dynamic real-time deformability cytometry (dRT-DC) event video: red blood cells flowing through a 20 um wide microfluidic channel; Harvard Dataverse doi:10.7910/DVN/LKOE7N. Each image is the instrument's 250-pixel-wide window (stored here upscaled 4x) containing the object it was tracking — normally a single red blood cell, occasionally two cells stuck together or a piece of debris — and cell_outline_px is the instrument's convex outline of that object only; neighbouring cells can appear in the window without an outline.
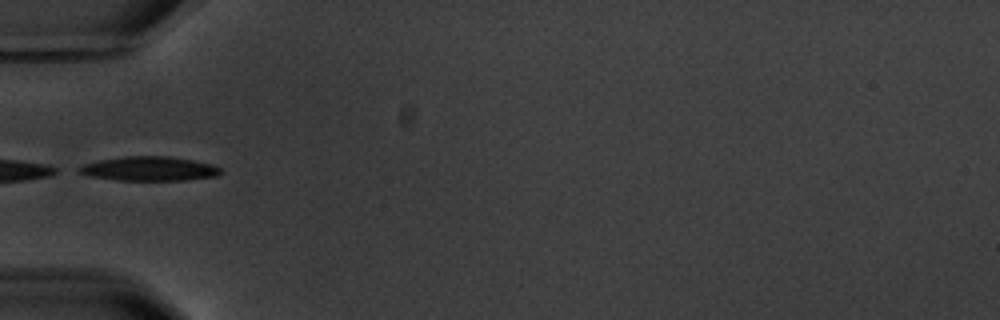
{"species": "common noctule bat (a hibernating species)", "species_latin": "Nyctalus noctula", "temperature_condition": "warm", "stored_images_in_passage": 1, "camera_frame_rate_fps": 3000, "um_per_image_px": 0.085, "animal": {"sex": "male", "body_mass_g": 20.1, "forearm_length_mm": 53.5}, "frame": {"image": 1, "passage_image": 1, "time_ms": 0.0, "image_size_px": [1000, 320], "cell_outline_px": [[224, 172], [216, 176], [184, 180], [120, 180], [92, 176], [80, 172], [76, 168], [84, 164], [100, 160], [124, 156], [168, 156], [216, 164]], "centroid_in_image_um": [12.76, 14.33], "position_along_channel_um": 72.2, "area_um2": 19.94}}